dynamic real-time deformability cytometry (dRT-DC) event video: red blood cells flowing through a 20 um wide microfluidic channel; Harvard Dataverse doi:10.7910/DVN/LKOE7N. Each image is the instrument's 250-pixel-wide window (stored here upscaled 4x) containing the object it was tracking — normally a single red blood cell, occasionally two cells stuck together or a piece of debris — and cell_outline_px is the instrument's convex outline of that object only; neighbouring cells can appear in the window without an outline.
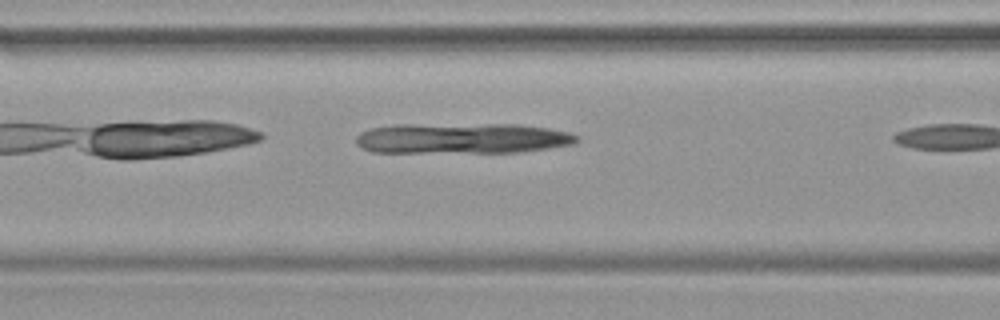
{"species": "common noctule bat (a hibernating species)", "species_latin": "Nyctalus noctula", "temperature_condition": "warm", "stored_images_in_passage": 8, "camera_frame_rate_fps": 3000, "um_per_image_px": 0.085, "animal": {"sex": "female", "body_mass_g": 19.9}, "frame": {"image": 1, "passage_image": 7, "time_ms": 2.0, "image_size_px": [1000, 320], "cell_outline_px": [[580, 140], [572, 144], [520, 152], [372, 152], [360, 148], [356, 144], [356, 136], [360, 132], [372, 128], [396, 124], [516, 124], [548, 128], [568, 132], [580, 136]], "centroid_in_image_um": [39.26, 11.75], "position_along_channel_um": 127.3, "area_um2": 39.54}}